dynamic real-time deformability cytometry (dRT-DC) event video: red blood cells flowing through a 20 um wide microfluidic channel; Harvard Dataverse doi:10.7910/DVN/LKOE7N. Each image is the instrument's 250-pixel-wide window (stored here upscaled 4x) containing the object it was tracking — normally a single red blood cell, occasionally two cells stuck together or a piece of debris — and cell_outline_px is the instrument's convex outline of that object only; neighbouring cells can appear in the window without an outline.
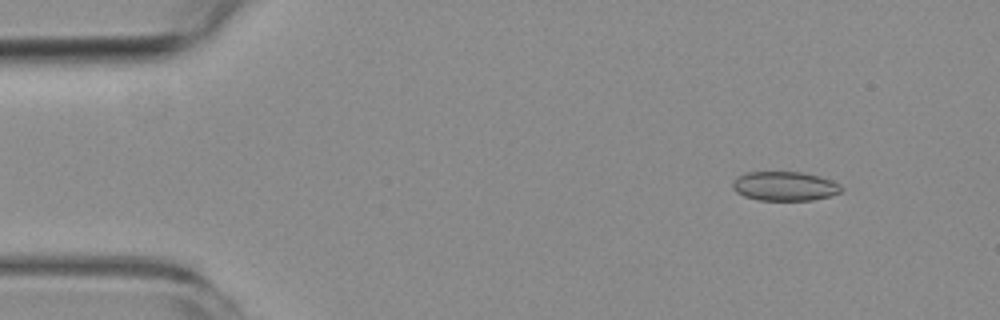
{"species": "common noctule bat (a hibernating species)", "species_latin": "Nyctalus noctula", "temperature_condition": "room temperature", "stored_images_in_passage": 4, "camera_frame_rate_fps": 3000, "um_per_image_px": 0.085, "animal": {"sex": "female", "body_mass_g": 19.3, "forearm_length_mm": 54.1}, "frame": {"image": 1, "passage_image": 2, "time_ms": 1.333, "image_size_px": [1000, 320], "cell_outline_px": [[844, 188], [840, 192], [828, 196], [812, 200], [760, 200], [744, 196], [736, 192], [732, 188], [732, 180], [736, 176], [744, 172], [804, 172], [820, 176], [832, 180], [840, 184]], "centroid_in_image_um": [66.67, 15.81], "position_along_channel_um": 18.3, "area_um2": 18.73}}
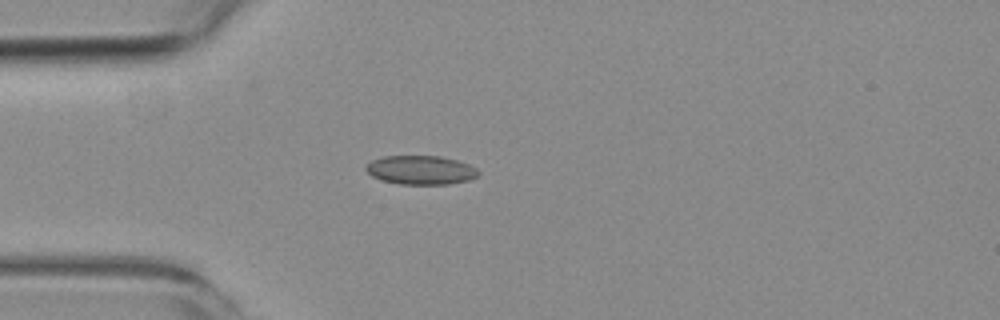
{"frame": {"image": 2, "passage_image": 4, "time_ms": 4.333, "image_size_px": [1000, 320], "cell_outline_px": [[480, 176], [468, 180], [448, 184], [396, 184], [380, 180], [372, 176], [364, 168], [372, 160], [384, 156], [440, 156], [456, 160], [468, 164], [476, 168], [480, 172]], "centroid_in_image_um": [35.77, 14.46], "position_along_channel_um": 49.2, "area_um2": 19.02}}